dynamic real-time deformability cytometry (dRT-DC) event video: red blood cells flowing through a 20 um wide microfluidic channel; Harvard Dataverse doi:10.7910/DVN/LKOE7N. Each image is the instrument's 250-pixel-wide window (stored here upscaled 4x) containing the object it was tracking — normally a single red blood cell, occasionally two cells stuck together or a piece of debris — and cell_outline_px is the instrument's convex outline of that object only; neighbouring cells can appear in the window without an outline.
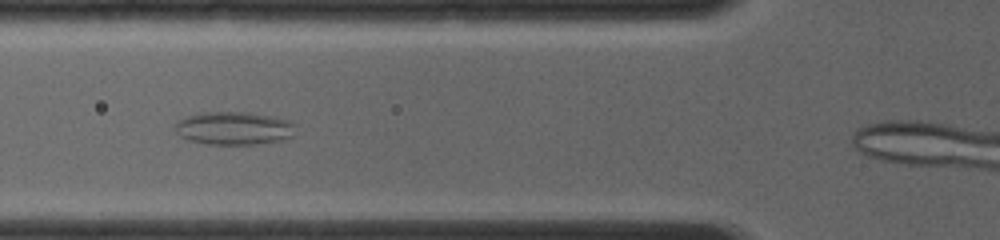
{"species": "common noctule bat (a hibernating species)", "species_latin": "Nyctalus noctula", "temperature_condition": "room temperature", "stored_images_in_passage": 8, "camera_frame_rate_fps": 4000, "um_per_image_px": 0.085, "animal": {"sex": "female", "body_mass_g": 19.0, "forearm_length_mm": 56.7}, "frame": {"image": 1, "passage_image": 5, "time_ms": 3.5, "image_size_px": [1000, 240], "cell_outline_px": [[292, 136], [280, 140], [256, 144], [204, 144], [180, 136], [176, 132], [176, 124], [180, 120], [188, 116], [200, 112], [248, 112], [288, 120], [292, 124]], "centroid_in_image_um": [19.84, 10.9], "position_along_channel_um": 106.0, "area_um2": 22.72}}
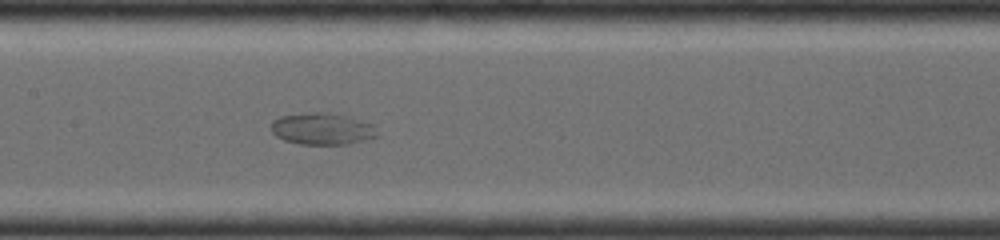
{"frame": {"image": 2, "passage_image": 7, "time_ms": 5.25, "image_size_px": [1000, 240], "cell_outline_px": [[380, 136], [352, 144], [300, 144], [284, 140], [276, 136], [272, 132], [272, 120], [280, 116], [308, 112], [324, 112], [344, 116], [372, 124]], "centroid_in_image_um": [27.38, 10.96], "position_along_channel_um": 180.0, "area_um2": 19.59}}